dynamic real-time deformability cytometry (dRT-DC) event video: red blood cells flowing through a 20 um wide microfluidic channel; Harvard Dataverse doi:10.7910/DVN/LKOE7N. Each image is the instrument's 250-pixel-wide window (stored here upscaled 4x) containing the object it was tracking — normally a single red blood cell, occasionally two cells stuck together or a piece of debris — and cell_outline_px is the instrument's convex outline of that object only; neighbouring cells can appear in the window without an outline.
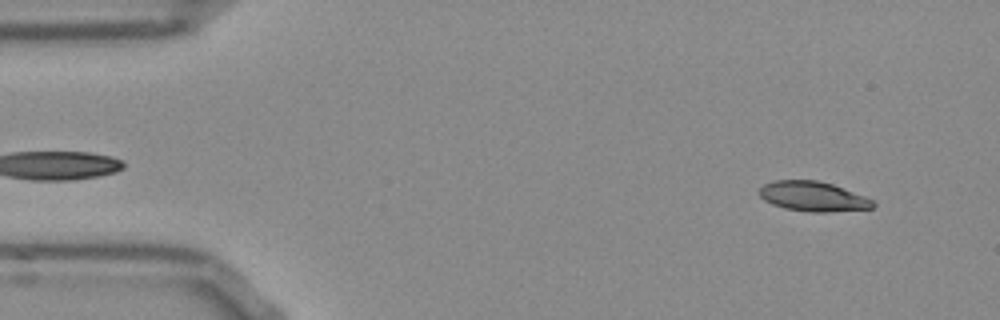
{"species": "Egyptian fruit bat (a non-hibernating species)", "species_latin": "Rousettus aegyptiacus", "temperature_condition": "room temperature", "stored_images_in_passage": 52, "camera_frame_rate_fps": 3000, "um_per_image_px": 0.085, "frame": {"image": 1, "passage_image": 4, "time_ms": 1.0, "image_size_px": [1000, 320], "cell_outline_px": [[876, 204], [872, 208], [824, 212], [812, 212], [784, 208], [772, 204], [764, 200], [756, 192], [764, 184], [772, 180], [816, 180], [832, 184], [864, 196], [872, 200]], "centroid_in_image_um": [69.05, 16.69], "position_along_channel_um": 15.9, "area_um2": 19.65}}
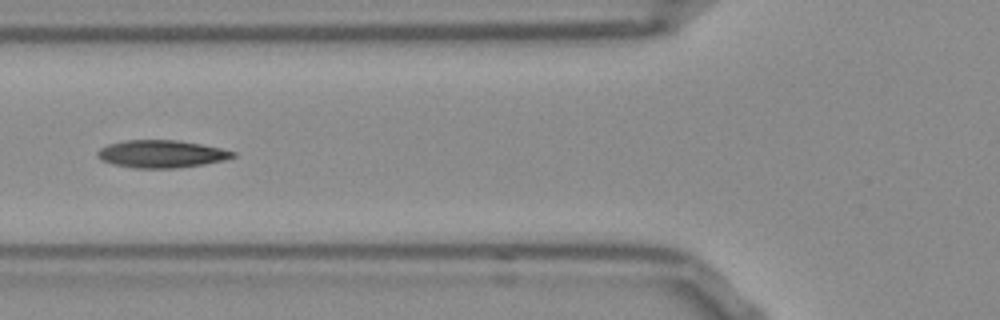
{"frame": {"image": 2, "passage_image": 19, "time_ms": 6.0, "image_size_px": [1000, 320], "cell_outline_px": [[236, 156], [224, 160], [204, 164], [176, 168], [132, 168], [112, 164], [100, 160], [96, 156], [96, 152], [100, 148], [108, 144], [128, 140], [176, 140], [200, 144], [220, 148], [236, 152]], "centroid_in_image_um": [13.68, 13.09], "position_along_channel_um": 112.1, "area_um2": 21.79}}
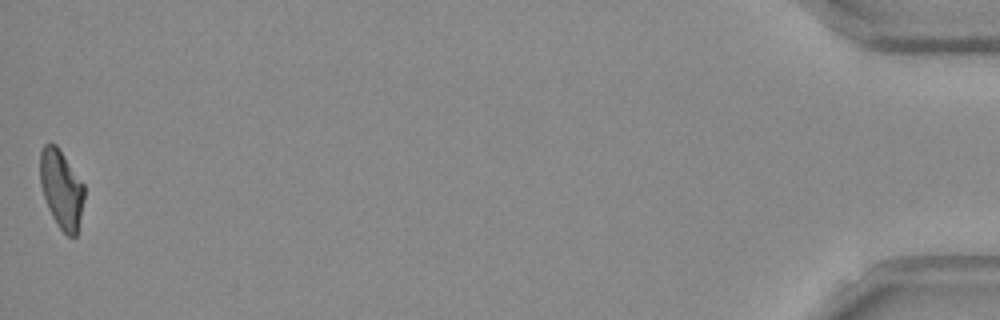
{"frame": {"image": 3, "passage_image": 52, "time_ms": 17.0, "image_size_px": [1000, 320], "cell_outline_px": [[84, 200], [76, 236], [68, 236], [60, 228], [52, 216], [48, 208], [40, 184], [40, 152], [44, 144], [56, 144], [84, 184]], "centroid_in_image_um": [5.22, 16.06], "position_along_channel_um": 430.0, "area_um2": 20.0}, "authors_computed_cell_mechanics": {"area_um2": 20.9525, "velocity_mm_per_s": 3.8159, "shape_relaxation_time_tau1_ms": 9.179, "shape_relaxation_time_tau2_ms": 2.6658, "deformation_change_tau1": 0.2453, "deformation_change_tau2": 0.1026}}